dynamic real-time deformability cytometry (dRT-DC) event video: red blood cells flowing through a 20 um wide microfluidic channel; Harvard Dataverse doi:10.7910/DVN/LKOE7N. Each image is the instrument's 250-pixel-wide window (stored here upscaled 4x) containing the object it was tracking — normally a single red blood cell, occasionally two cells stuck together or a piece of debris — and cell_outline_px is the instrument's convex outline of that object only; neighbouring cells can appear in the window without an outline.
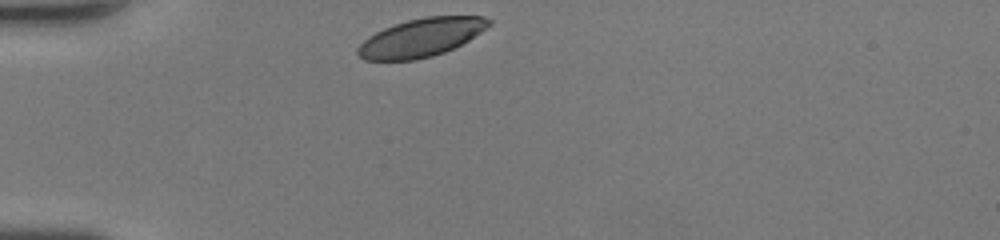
{"species": "human", "species_latin": "Homo sapiens", "temperature_condition": "room temperature", "stored_images_in_passage": 27, "camera_frame_rate_fps": 3000, "um_per_image_px": 0.085, "donor": {"sex": "female"}, "frame": {"image": 1, "passage_image": 1, "time_ms": 0.0, "image_size_px": [1000, 240], "cell_outline_px": [[492, 24], [468, 40], [444, 52], [432, 56], [416, 60], [364, 60], [356, 52], [356, 48], [368, 36], [384, 28], [408, 20], [424, 16], [484, 16], [492, 20]], "centroid_in_image_um": [35.79, 3.19], "position_along_channel_um": 49.2, "area_um2": 29.13}}
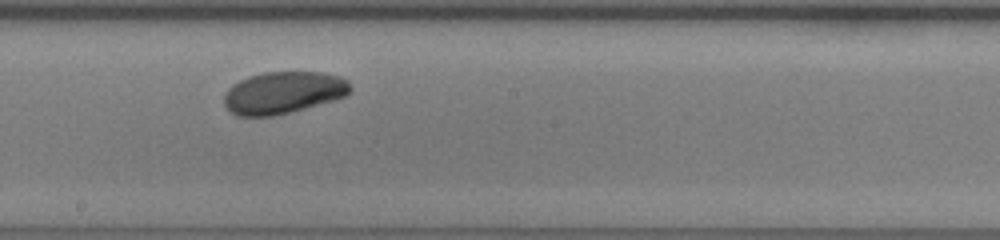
{"frame": {"image": 2, "passage_image": 15, "time_ms": 4.667, "image_size_px": [1000, 240], "cell_outline_px": [[352, 88], [344, 96], [332, 100], [304, 108], [272, 116], [236, 116], [224, 104], [224, 92], [232, 84], [248, 76], [264, 72], [324, 72], [340, 76], [348, 80]], "centroid_in_image_um": [24.05, 7.86], "position_along_channel_um": 224.1, "area_um2": 30.87}}
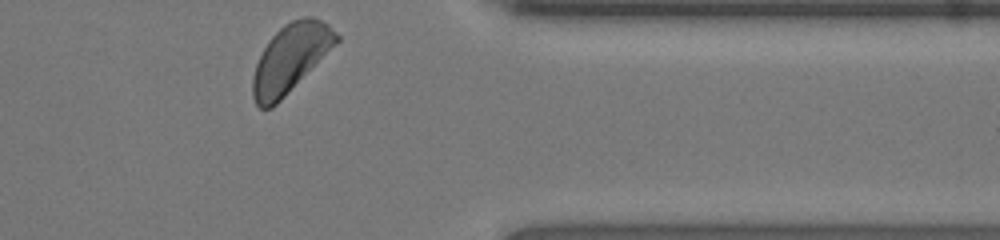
{"frame": {"image": 3, "passage_image": 27, "time_ms": 8.667, "image_size_px": [1000, 240], "cell_outline_px": [[340, 40], [272, 108], [260, 108], [256, 104], [252, 96], [252, 76], [256, 64], [268, 40], [284, 24], [292, 20], [304, 16], [312, 16], [328, 24], [340, 36]], "centroid_in_image_um": [24.67, 4.94], "position_along_channel_um": 386.7, "area_um2": 32.77}, "authors_computed_cell_mechanics": {"area_um2": 30.923, "velocity_mm_per_s": 4.2942, "shape_relaxation_time_tau1_ms": 2.5793, "shape_relaxation_time_tau2_ms": null, "deformation_change_tau1": 0.1122, "deformation_change_tau2": null}}